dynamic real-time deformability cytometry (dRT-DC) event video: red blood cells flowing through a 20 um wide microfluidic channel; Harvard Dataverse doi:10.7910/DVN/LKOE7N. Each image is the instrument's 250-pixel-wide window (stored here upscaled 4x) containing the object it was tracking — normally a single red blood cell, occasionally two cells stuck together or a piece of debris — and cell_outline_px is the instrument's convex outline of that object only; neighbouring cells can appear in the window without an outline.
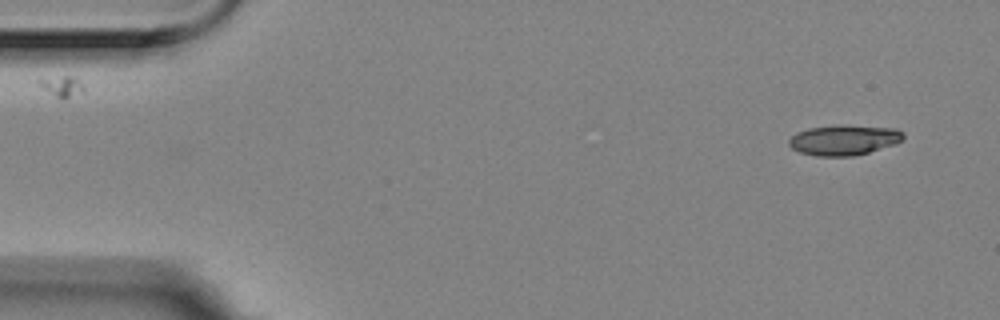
{"species": "Egyptian fruit bat (a non-hibernating species)", "species_latin": "Rousettus aegyptiacus", "temperature_condition": "room temperature", "stored_images_in_passage": 9, "camera_frame_rate_fps": 3000, "um_per_image_px": 0.085, "animal": {"sex": "female"}, "frame": {"image": 1, "passage_image": 1, "time_ms": 0.0, "image_size_px": [1000, 320], "cell_outline_px": [[904, 140], [896, 144], [868, 152], [852, 156], [816, 156], [800, 152], [792, 148], [788, 144], [788, 140], [796, 132], [808, 128], [836, 124], [844, 124], [896, 128], [904, 132]], "centroid_in_image_um": [71.76, 11.88], "position_along_channel_um": 13.2, "area_um2": 20.58}}
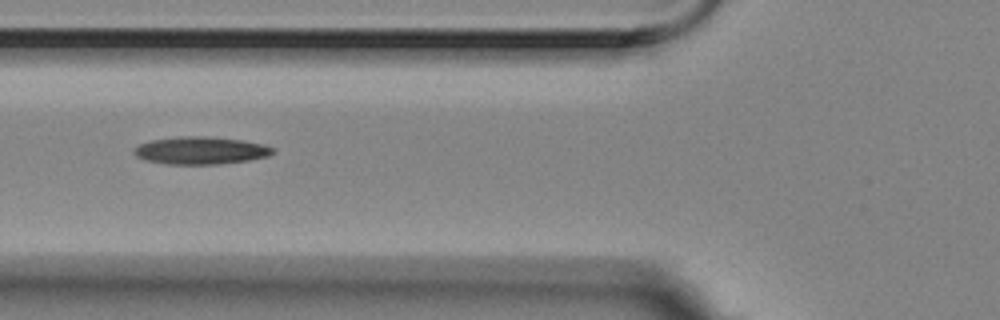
{"frame": {"image": 2, "passage_image": 6, "time_ms": 1.667, "image_size_px": [1000, 320], "cell_outline_px": [[272, 152], [268, 156], [248, 160], [220, 164], [164, 164], [144, 160], [136, 156], [132, 152], [140, 144], [152, 140], [180, 136], [204, 136], [244, 140], [264, 144], [272, 148]], "centroid_in_image_um": [17.03, 12.79], "position_along_channel_um": 108.8, "area_um2": 22.2}}
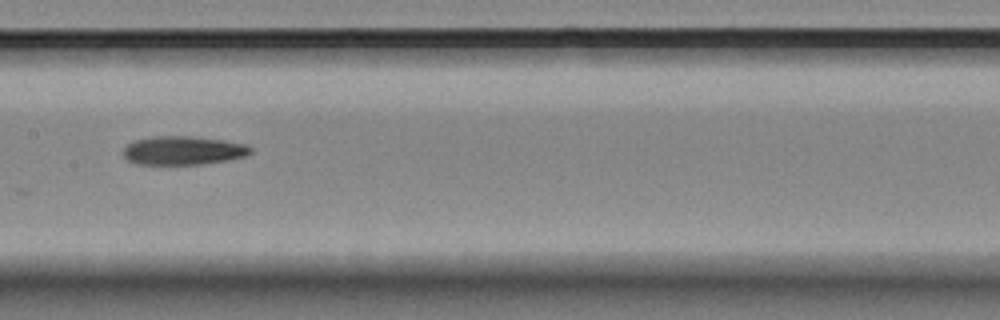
{"frame": {"image": 3, "passage_image": 8, "time_ms": 2.333, "image_size_px": [1000, 320], "cell_outline_px": [[252, 152], [244, 156], [228, 160], [200, 164], [136, 164], [128, 160], [124, 156], [124, 148], [128, 144], [136, 140], [152, 136], [192, 136], [224, 140], [248, 144], [252, 148]], "centroid_in_image_um": [15.59, 12.78], "position_along_channel_um": 191.8, "area_um2": 21.27}}